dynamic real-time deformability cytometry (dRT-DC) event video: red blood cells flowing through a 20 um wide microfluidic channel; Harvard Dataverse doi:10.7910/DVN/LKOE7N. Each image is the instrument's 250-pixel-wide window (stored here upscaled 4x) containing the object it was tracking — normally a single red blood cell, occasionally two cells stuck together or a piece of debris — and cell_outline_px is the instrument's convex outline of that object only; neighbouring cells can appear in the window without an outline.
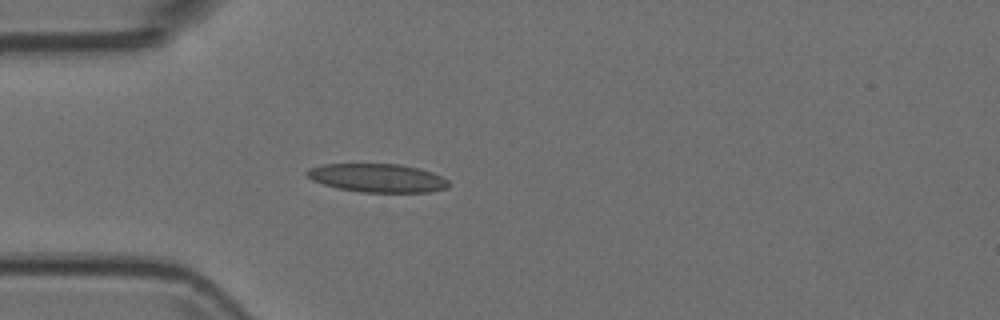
{"species": "Egyptian fruit bat (a non-hibernating species)", "species_latin": "Rousettus aegyptiacus", "temperature_condition": "room temperature", "stored_images_in_passage": 5, "camera_frame_rate_fps": 3000, "um_per_image_px": 0.085, "animal": {"sex": "female"}, "frame": {"image": 1, "passage_image": 5, "time_ms": 1.333, "image_size_px": [1000, 320], "cell_outline_px": [[448, 188], [428, 192], [360, 192], [336, 188], [312, 180], [304, 176], [304, 172], [308, 168], [324, 164], [400, 164], [420, 168], [432, 172], [448, 180]], "centroid_in_image_um": [32.04, 15.12], "position_along_channel_um": 53.0, "area_um2": 23.7}}